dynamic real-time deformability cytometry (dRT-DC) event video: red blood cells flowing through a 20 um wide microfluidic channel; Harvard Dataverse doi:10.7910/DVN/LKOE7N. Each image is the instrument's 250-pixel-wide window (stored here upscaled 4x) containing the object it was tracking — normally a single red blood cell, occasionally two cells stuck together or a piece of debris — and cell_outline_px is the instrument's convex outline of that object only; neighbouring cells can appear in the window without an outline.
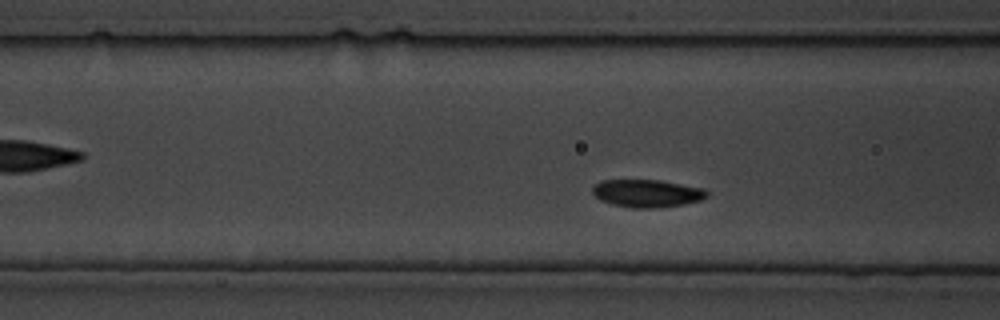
{"species": "common noctule bat (a hibernating species)", "species_latin": "Nyctalus noctula", "temperature_condition": "cold", "stored_images_in_passage": 121, "camera_frame_rate_fps": 3000, "um_per_image_px": 0.085, "animal": {"sex": "male", "body_mass_g": 19.5, "forearm_length_mm": 54.6}, "frame": {"image": 1, "passage_image": 43, "time_ms": 14.0, "image_size_px": [1000, 320], "cell_outline_px": [[708, 196], [700, 200], [680, 204], [656, 208], [632, 208], [612, 204], [600, 200], [592, 192], [592, 188], [600, 180], [660, 180], [704, 188], [708, 192]], "centroid_in_image_um": [54.98, 16.42], "position_along_channel_um": 111.6, "area_um2": 18.38}}
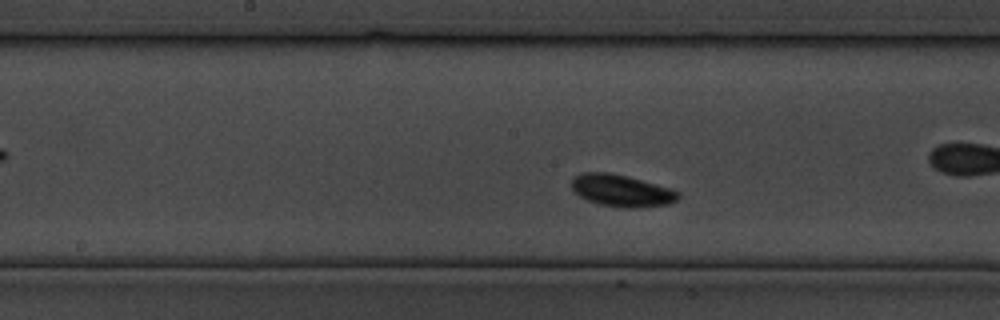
{"frame": {"image": 2, "passage_image": 59, "time_ms": 19.333, "image_size_px": [1000, 320], "cell_outline_px": [[680, 196], [676, 200], [668, 204], [636, 208], [624, 208], [600, 204], [588, 200], [580, 196], [572, 188], [572, 180], [576, 176], [584, 172], [608, 172], [628, 176], [672, 188], [680, 192]], "centroid_in_image_um": [52.88, 16.2], "position_along_channel_um": 195.3, "area_um2": 19.83}}
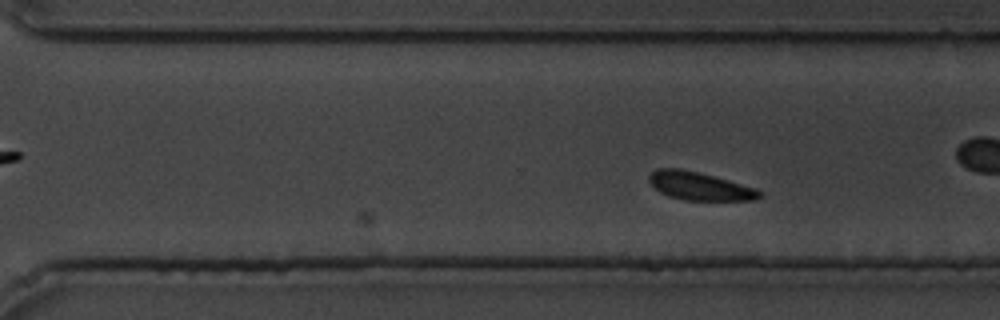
{"frame": {"image": 3, "passage_image": 81, "time_ms": 26.667, "image_size_px": [1000, 320], "cell_outline_px": [[760, 196], [756, 200], [684, 200], [668, 196], [660, 192], [648, 180], [648, 176], [656, 168], [680, 168], [700, 172], [756, 188], [760, 192]], "centroid_in_image_um": [59.43, 15.81], "position_along_channel_um": 311.2, "area_um2": 18.03}}